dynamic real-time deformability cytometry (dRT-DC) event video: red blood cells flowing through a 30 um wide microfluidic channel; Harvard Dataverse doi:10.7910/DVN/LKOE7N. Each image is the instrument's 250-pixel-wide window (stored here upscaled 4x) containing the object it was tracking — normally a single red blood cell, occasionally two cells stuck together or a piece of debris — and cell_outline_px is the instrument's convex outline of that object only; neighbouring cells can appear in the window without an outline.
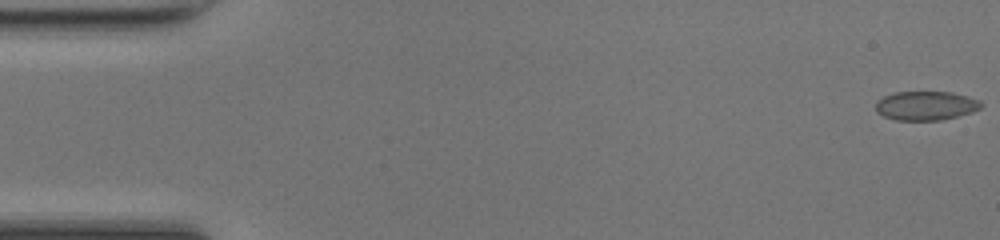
{"species": "common noctule bat (a hibernating species)", "species_latin": "Nyctalus noctula", "temperature_condition": "room temperature", "stored_images_in_passage": 49, "camera_frame_rate_fps": 3000, "um_per_image_px": 0.085, "animal": {"sex": "female", "body_mass_g": 17.0, "forearm_length_mm": 48.0}, "frame": {"image": 1, "passage_image": 1, "time_ms": 0.0, "image_size_px": [1000, 240], "cell_outline_px": [[984, 104], [980, 108], [972, 112], [940, 120], [896, 120], [884, 116], [876, 112], [876, 100], [892, 92], [952, 92], [968, 96], [980, 100]], "centroid_in_image_um": [78.69, 8.97], "position_along_channel_um": 6.3, "area_um2": 17.92}}
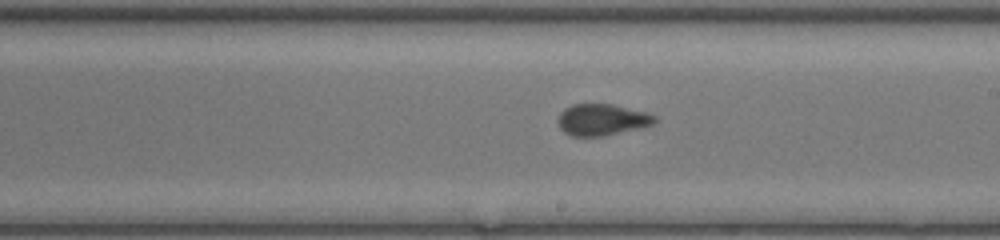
{"frame": {"image": 2, "passage_image": 28, "time_ms": 9.0, "image_size_px": [1000, 240], "cell_outline_px": [[656, 120], [652, 124], [644, 128], [604, 136], [572, 136], [564, 132], [560, 128], [560, 112], [564, 108], [572, 104], [612, 104], [644, 112], [656, 116]], "centroid_in_image_um": [51.19, 10.18], "position_along_channel_um": 237.8, "area_um2": 17.69}}
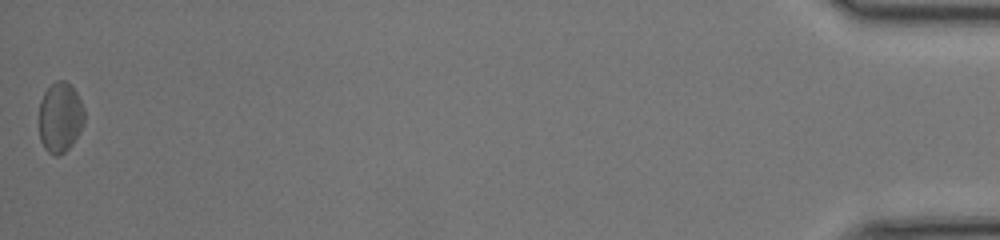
{"frame": {"image": 3, "passage_image": 49, "time_ms": 16.0, "image_size_px": [1000, 240], "cell_outline_px": [[84, 124], [80, 132], [72, 144], [60, 156], [56, 156], [48, 152], [44, 148], [40, 140], [40, 100], [44, 92], [56, 80], [64, 80], [76, 92], [84, 108]], "centroid_in_image_um": [5.12, 10.0], "position_along_channel_um": 430.1, "area_um2": 18.5}, "authors_computed_cell_mechanics": {"area_um2": 17.8024, "velocity_mm_per_s": 4.2662, "shape_relaxation_time_tau1_ms": 6.2028, "shape_relaxation_time_tau2_ms": 1.1577, "deformation_change_tau1": 0.1042, "deformation_change_tau2": 0.0592}}